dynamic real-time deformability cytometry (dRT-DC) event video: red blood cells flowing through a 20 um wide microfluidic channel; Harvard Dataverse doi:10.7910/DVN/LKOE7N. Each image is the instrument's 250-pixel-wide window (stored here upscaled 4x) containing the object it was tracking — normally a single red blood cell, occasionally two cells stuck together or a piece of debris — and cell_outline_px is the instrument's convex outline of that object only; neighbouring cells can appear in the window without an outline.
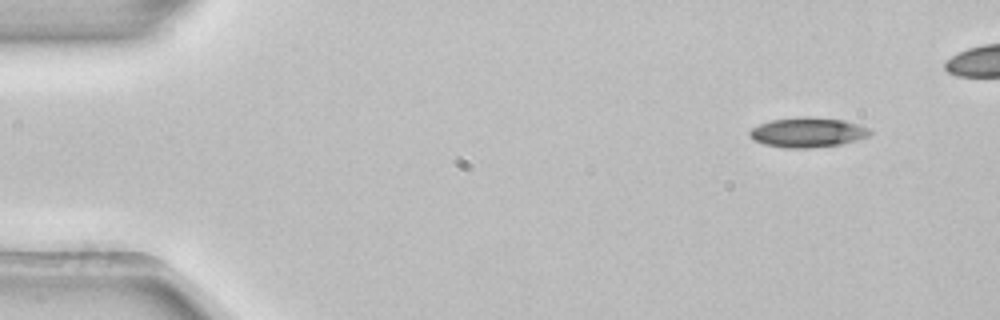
{"species": "common noctule bat (a hibernating species)", "species_latin": "Nyctalus noctula", "temperature_condition": "room temperature", "stored_images_in_passage": 3, "camera_frame_rate_fps": 3000, "um_per_image_px": 0.085, "animal": {"sex": "female", "body_mass_g": 22.7, "forearm_length_mm": 54.2}, "frame": {"image": 1, "passage_image": 3, "time_ms": 0.667, "image_size_px": [1000, 320], "cell_outline_px": [[872, 132], [868, 136], [856, 140], [840, 144], [808, 148], [784, 148], [764, 144], [748, 136], [748, 132], [752, 128], [760, 124], [772, 120], [800, 116], [808, 116], [844, 120], [872, 128]], "centroid_in_image_um": [68.67, 11.24], "position_along_channel_um": 16.3, "area_um2": 20.98}}